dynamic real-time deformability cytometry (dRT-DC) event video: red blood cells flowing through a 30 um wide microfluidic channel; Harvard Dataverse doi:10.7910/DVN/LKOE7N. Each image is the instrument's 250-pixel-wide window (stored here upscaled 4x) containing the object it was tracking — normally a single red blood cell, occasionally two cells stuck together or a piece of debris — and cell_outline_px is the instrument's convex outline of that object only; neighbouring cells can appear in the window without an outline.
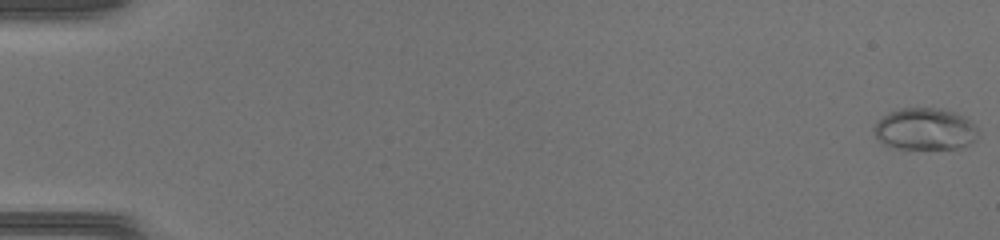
{"species": "common noctule bat (a hibernating species)", "species_latin": "Nyctalus noctula", "temperature_condition": "warm", "stored_images_in_passage": 47, "camera_frame_rate_fps": 3000, "um_per_image_px": 0.085, "animal": {"sex": "female", "body_mass_g": 17.0, "forearm_length_mm": 48.0}, "frame": {"image": 1, "passage_image": 1, "time_ms": 0.0, "image_size_px": [1000, 240], "cell_outline_px": [[980, 136], [976, 140], [960, 148], [896, 148], [884, 144], [872, 132], [872, 128], [888, 112], [900, 108], [944, 108], [956, 112], [964, 116], [980, 128]], "centroid_in_image_um": [78.69, 10.96], "position_along_channel_um": 6.3, "area_um2": 25.72}}
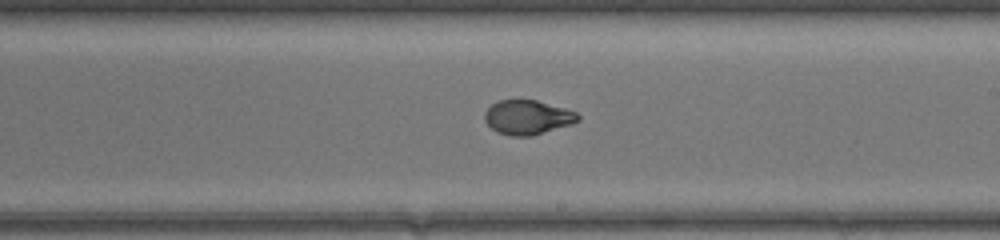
{"frame": {"image": 2, "passage_image": 29, "time_ms": 9.333, "image_size_px": [1000, 240], "cell_outline_px": [[580, 120], [572, 124], [532, 136], [512, 136], [496, 132], [484, 120], [484, 112], [492, 104], [500, 100], [536, 100], [564, 108], [576, 112], [580, 116]], "centroid_in_image_um": [44.84, 9.98], "position_along_channel_um": 244.2, "area_um2": 18.67}}
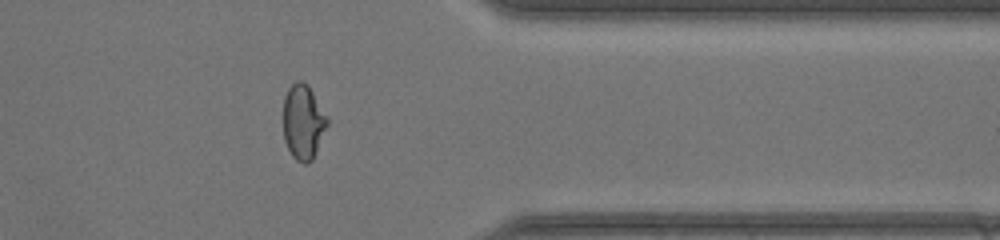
{"frame": {"image": 3, "passage_image": 39, "time_ms": 12.667, "image_size_px": [1000, 240], "cell_outline_px": [[328, 124], [316, 152], [312, 160], [308, 164], [304, 164], [296, 160], [292, 156], [284, 140], [284, 96], [288, 88], [296, 80], [300, 80], [308, 84], [328, 116]], "centroid_in_image_um": [25.78, 10.36], "position_along_channel_um": 385.6, "area_um2": 19.36}}